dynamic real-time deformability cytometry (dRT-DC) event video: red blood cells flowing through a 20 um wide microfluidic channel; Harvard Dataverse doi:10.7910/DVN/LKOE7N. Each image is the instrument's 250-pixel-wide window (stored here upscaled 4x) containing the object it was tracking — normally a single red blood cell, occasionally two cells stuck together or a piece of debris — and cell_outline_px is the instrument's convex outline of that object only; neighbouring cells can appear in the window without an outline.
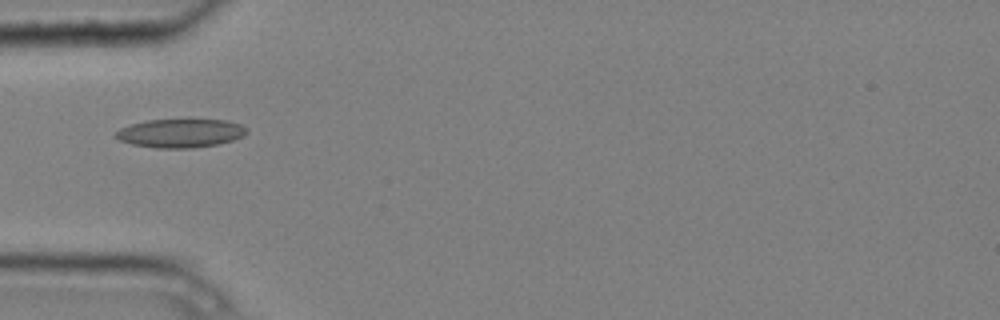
{"species": "common noctule bat (a hibernating species)", "species_latin": "Nyctalus noctula", "temperature_condition": "cold", "stored_images_in_passage": 4, "camera_frame_rate_fps": 3000, "um_per_image_px": 0.085, "animal": {"sex": "male", "body_mass_g": 20.4}, "frame": {"image": 1, "passage_image": 1, "time_ms": 0.0, "image_size_px": [1000, 320], "cell_outline_px": [[248, 132], [244, 136], [220, 144], [192, 148], [156, 148], [132, 144], [120, 140], [112, 136], [120, 128], [132, 124], [148, 120], [228, 120], [240, 124], [248, 128]], "centroid_in_image_um": [15.36, 11.33], "position_along_channel_um": 69.6, "area_um2": 21.91}}
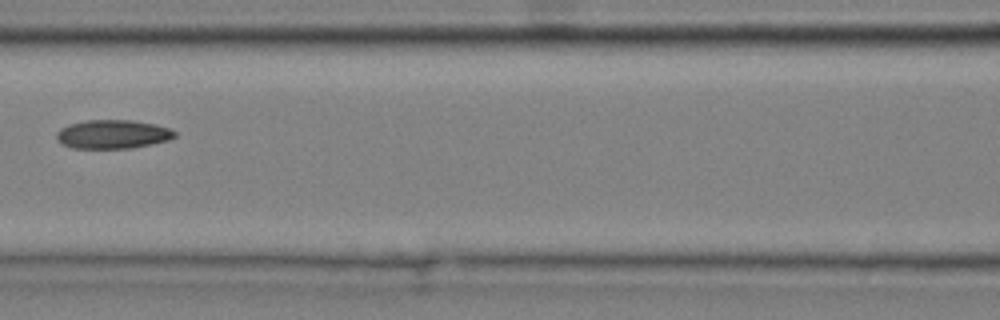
{"frame": {"image": 2, "passage_image": 3, "time_ms": 0.667, "image_size_px": [1000, 320], "cell_outline_px": [[176, 136], [168, 140], [132, 148], [72, 148], [60, 144], [56, 140], [56, 132], [60, 128], [68, 124], [88, 120], [132, 120], [156, 124], [168, 128], [176, 132]], "centroid_in_image_um": [9.54, 11.41], "position_along_channel_um": 157.1, "area_um2": 19.94}}
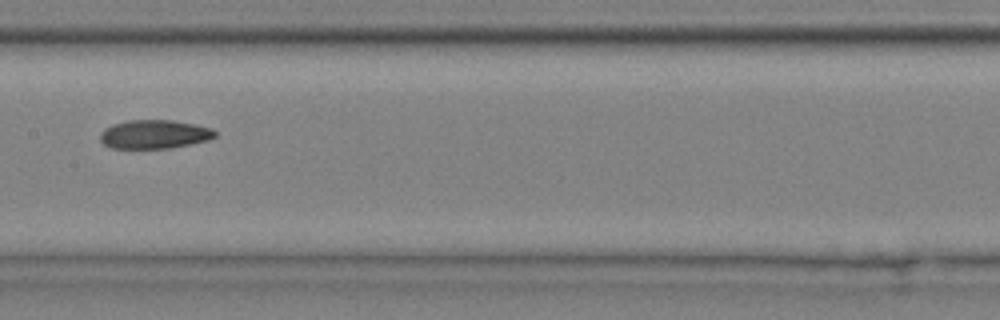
{"frame": {"image": 3, "passage_image": 4, "time_ms": 1.0, "image_size_px": [1000, 320], "cell_outline_px": [[216, 136], [208, 140], [172, 148], [112, 148], [104, 144], [100, 140], [100, 132], [104, 128], [112, 124], [128, 120], [172, 120], [196, 124], [212, 128], [216, 132]], "centroid_in_image_um": [13.12, 11.41], "position_along_channel_um": 194.3, "area_um2": 19.36}}